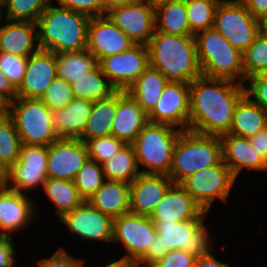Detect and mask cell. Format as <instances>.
I'll return each mask as SVG.
<instances>
[{
	"mask_svg": "<svg viewBox=\"0 0 267 267\" xmlns=\"http://www.w3.org/2000/svg\"><path fill=\"white\" fill-rule=\"evenodd\" d=\"M219 2L220 0H185L188 23L194 35L214 27Z\"/></svg>",
	"mask_w": 267,
	"mask_h": 267,
	"instance_id": "cell-37",
	"label": "cell"
},
{
	"mask_svg": "<svg viewBox=\"0 0 267 267\" xmlns=\"http://www.w3.org/2000/svg\"><path fill=\"white\" fill-rule=\"evenodd\" d=\"M105 180L103 166L88 158L73 181L80 196L87 201Z\"/></svg>",
	"mask_w": 267,
	"mask_h": 267,
	"instance_id": "cell-38",
	"label": "cell"
},
{
	"mask_svg": "<svg viewBox=\"0 0 267 267\" xmlns=\"http://www.w3.org/2000/svg\"><path fill=\"white\" fill-rule=\"evenodd\" d=\"M259 34L267 36V13L257 19Z\"/></svg>",
	"mask_w": 267,
	"mask_h": 267,
	"instance_id": "cell-57",
	"label": "cell"
},
{
	"mask_svg": "<svg viewBox=\"0 0 267 267\" xmlns=\"http://www.w3.org/2000/svg\"><path fill=\"white\" fill-rule=\"evenodd\" d=\"M6 22V25L0 26V52L29 57L40 49L36 23L10 20ZM34 42H37L36 46Z\"/></svg>",
	"mask_w": 267,
	"mask_h": 267,
	"instance_id": "cell-24",
	"label": "cell"
},
{
	"mask_svg": "<svg viewBox=\"0 0 267 267\" xmlns=\"http://www.w3.org/2000/svg\"><path fill=\"white\" fill-rule=\"evenodd\" d=\"M202 211L180 184L173 183L149 218L153 222H180L196 218Z\"/></svg>",
	"mask_w": 267,
	"mask_h": 267,
	"instance_id": "cell-23",
	"label": "cell"
},
{
	"mask_svg": "<svg viewBox=\"0 0 267 267\" xmlns=\"http://www.w3.org/2000/svg\"><path fill=\"white\" fill-rule=\"evenodd\" d=\"M197 59L202 75L244 84L243 53L214 27L196 33Z\"/></svg>",
	"mask_w": 267,
	"mask_h": 267,
	"instance_id": "cell-4",
	"label": "cell"
},
{
	"mask_svg": "<svg viewBox=\"0 0 267 267\" xmlns=\"http://www.w3.org/2000/svg\"><path fill=\"white\" fill-rule=\"evenodd\" d=\"M190 83L168 82L162 95L147 114L148 122L188 130Z\"/></svg>",
	"mask_w": 267,
	"mask_h": 267,
	"instance_id": "cell-14",
	"label": "cell"
},
{
	"mask_svg": "<svg viewBox=\"0 0 267 267\" xmlns=\"http://www.w3.org/2000/svg\"><path fill=\"white\" fill-rule=\"evenodd\" d=\"M6 0H0V7L3 8V6L5 5Z\"/></svg>",
	"mask_w": 267,
	"mask_h": 267,
	"instance_id": "cell-62",
	"label": "cell"
},
{
	"mask_svg": "<svg viewBox=\"0 0 267 267\" xmlns=\"http://www.w3.org/2000/svg\"><path fill=\"white\" fill-rule=\"evenodd\" d=\"M245 95V85L204 75L189 86L188 130L222 136L229 133L234 109Z\"/></svg>",
	"mask_w": 267,
	"mask_h": 267,
	"instance_id": "cell-1",
	"label": "cell"
},
{
	"mask_svg": "<svg viewBox=\"0 0 267 267\" xmlns=\"http://www.w3.org/2000/svg\"><path fill=\"white\" fill-rule=\"evenodd\" d=\"M124 145L122 140L113 135L93 138L86 142L89 158L101 165Z\"/></svg>",
	"mask_w": 267,
	"mask_h": 267,
	"instance_id": "cell-41",
	"label": "cell"
},
{
	"mask_svg": "<svg viewBox=\"0 0 267 267\" xmlns=\"http://www.w3.org/2000/svg\"><path fill=\"white\" fill-rule=\"evenodd\" d=\"M60 7L68 8L89 17L101 16L100 0H56Z\"/></svg>",
	"mask_w": 267,
	"mask_h": 267,
	"instance_id": "cell-48",
	"label": "cell"
},
{
	"mask_svg": "<svg viewBox=\"0 0 267 267\" xmlns=\"http://www.w3.org/2000/svg\"><path fill=\"white\" fill-rule=\"evenodd\" d=\"M179 128L148 122L132 143L141 174L168 175Z\"/></svg>",
	"mask_w": 267,
	"mask_h": 267,
	"instance_id": "cell-6",
	"label": "cell"
},
{
	"mask_svg": "<svg viewBox=\"0 0 267 267\" xmlns=\"http://www.w3.org/2000/svg\"><path fill=\"white\" fill-rule=\"evenodd\" d=\"M60 221L73 235H78L83 240L112 242L113 218L93 207L88 201L65 213Z\"/></svg>",
	"mask_w": 267,
	"mask_h": 267,
	"instance_id": "cell-15",
	"label": "cell"
},
{
	"mask_svg": "<svg viewBox=\"0 0 267 267\" xmlns=\"http://www.w3.org/2000/svg\"><path fill=\"white\" fill-rule=\"evenodd\" d=\"M246 81L245 94L267 112V80L258 74L249 76Z\"/></svg>",
	"mask_w": 267,
	"mask_h": 267,
	"instance_id": "cell-45",
	"label": "cell"
},
{
	"mask_svg": "<svg viewBox=\"0 0 267 267\" xmlns=\"http://www.w3.org/2000/svg\"><path fill=\"white\" fill-rule=\"evenodd\" d=\"M22 144L49 146L59 139L53 111L41 99L15 98L7 105Z\"/></svg>",
	"mask_w": 267,
	"mask_h": 267,
	"instance_id": "cell-7",
	"label": "cell"
},
{
	"mask_svg": "<svg viewBox=\"0 0 267 267\" xmlns=\"http://www.w3.org/2000/svg\"><path fill=\"white\" fill-rule=\"evenodd\" d=\"M210 250L205 256L196 259L195 267H230L228 263L217 260Z\"/></svg>",
	"mask_w": 267,
	"mask_h": 267,
	"instance_id": "cell-54",
	"label": "cell"
},
{
	"mask_svg": "<svg viewBox=\"0 0 267 267\" xmlns=\"http://www.w3.org/2000/svg\"><path fill=\"white\" fill-rule=\"evenodd\" d=\"M222 143V160L237 179L243 168L266 171L267 162L254 149L248 138L233 134L220 136Z\"/></svg>",
	"mask_w": 267,
	"mask_h": 267,
	"instance_id": "cell-22",
	"label": "cell"
},
{
	"mask_svg": "<svg viewBox=\"0 0 267 267\" xmlns=\"http://www.w3.org/2000/svg\"><path fill=\"white\" fill-rule=\"evenodd\" d=\"M207 213L203 210L196 218L180 222H154L164 249L185 250L196 258L205 256L212 247L211 235L204 224Z\"/></svg>",
	"mask_w": 267,
	"mask_h": 267,
	"instance_id": "cell-8",
	"label": "cell"
},
{
	"mask_svg": "<svg viewBox=\"0 0 267 267\" xmlns=\"http://www.w3.org/2000/svg\"><path fill=\"white\" fill-rule=\"evenodd\" d=\"M98 64L116 90H127L149 66L148 47L134 44L124 52L102 58Z\"/></svg>",
	"mask_w": 267,
	"mask_h": 267,
	"instance_id": "cell-12",
	"label": "cell"
},
{
	"mask_svg": "<svg viewBox=\"0 0 267 267\" xmlns=\"http://www.w3.org/2000/svg\"><path fill=\"white\" fill-rule=\"evenodd\" d=\"M41 188H43L46 196L55 206L59 218L84 202V199L77 191L74 181L47 178Z\"/></svg>",
	"mask_w": 267,
	"mask_h": 267,
	"instance_id": "cell-32",
	"label": "cell"
},
{
	"mask_svg": "<svg viewBox=\"0 0 267 267\" xmlns=\"http://www.w3.org/2000/svg\"><path fill=\"white\" fill-rule=\"evenodd\" d=\"M88 158L85 142L59 138L48 146L47 178L73 181Z\"/></svg>",
	"mask_w": 267,
	"mask_h": 267,
	"instance_id": "cell-16",
	"label": "cell"
},
{
	"mask_svg": "<svg viewBox=\"0 0 267 267\" xmlns=\"http://www.w3.org/2000/svg\"><path fill=\"white\" fill-rule=\"evenodd\" d=\"M49 4L38 18V45L54 53L75 52L87 48L88 24L86 14L54 7Z\"/></svg>",
	"mask_w": 267,
	"mask_h": 267,
	"instance_id": "cell-3",
	"label": "cell"
},
{
	"mask_svg": "<svg viewBox=\"0 0 267 267\" xmlns=\"http://www.w3.org/2000/svg\"><path fill=\"white\" fill-rule=\"evenodd\" d=\"M138 0H100L101 16L106 15L111 9L134 3Z\"/></svg>",
	"mask_w": 267,
	"mask_h": 267,
	"instance_id": "cell-55",
	"label": "cell"
},
{
	"mask_svg": "<svg viewBox=\"0 0 267 267\" xmlns=\"http://www.w3.org/2000/svg\"><path fill=\"white\" fill-rule=\"evenodd\" d=\"M0 98L8 105L17 98V89L0 70Z\"/></svg>",
	"mask_w": 267,
	"mask_h": 267,
	"instance_id": "cell-51",
	"label": "cell"
},
{
	"mask_svg": "<svg viewBox=\"0 0 267 267\" xmlns=\"http://www.w3.org/2000/svg\"><path fill=\"white\" fill-rule=\"evenodd\" d=\"M267 66V36L259 34L243 52L244 82Z\"/></svg>",
	"mask_w": 267,
	"mask_h": 267,
	"instance_id": "cell-40",
	"label": "cell"
},
{
	"mask_svg": "<svg viewBox=\"0 0 267 267\" xmlns=\"http://www.w3.org/2000/svg\"><path fill=\"white\" fill-rule=\"evenodd\" d=\"M221 160L220 136L184 130L179 134L175 144L168 176L173 183L180 184L188 176L201 169L214 166Z\"/></svg>",
	"mask_w": 267,
	"mask_h": 267,
	"instance_id": "cell-5",
	"label": "cell"
},
{
	"mask_svg": "<svg viewBox=\"0 0 267 267\" xmlns=\"http://www.w3.org/2000/svg\"><path fill=\"white\" fill-rule=\"evenodd\" d=\"M94 102L74 98L66 107L53 111V124L59 138L79 139Z\"/></svg>",
	"mask_w": 267,
	"mask_h": 267,
	"instance_id": "cell-25",
	"label": "cell"
},
{
	"mask_svg": "<svg viewBox=\"0 0 267 267\" xmlns=\"http://www.w3.org/2000/svg\"><path fill=\"white\" fill-rule=\"evenodd\" d=\"M5 176V171L0 167V183H2Z\"/></svg>",
	"mask_w": 267,
	"mask_h": 267,
	"instance_id": "cell-61",
	"label": "cell"
},
{
	"mask_svg": "<svg viewBox=\"0 0 267 267\" xmlns=\"http://www.w3.org/2000/svg\"><path fill=\"white\" fill-rule=\"evenodd\" d=\"M47 179V168L26 167L16 162L5 172L2 183L9 189L26 194L25 191L43 186ZM11 181V182H10Z\"/></svg>",
	"mask_w": 267,
	"mask_h": 267,
	"instance_id": "cell-35",
	"label": "cell"
},
{
	"mask_svg": "<svg viewBox=\"0 0 267 267\" xmlns=\"http://www.w3.org/2000/svg\"><path fill=\"white\" fill-rule=\"evenodd\" d=\"M254 149L267 162V127L248 138Z\"/></svg>",
	"mask_w": 267,
	"mask_h": 267,
	"instance_id": "cell-52",
	"label": "cell"
},
{
	"mask_svg": "<svg viewBox=\"0 0 267 267\" xmlns=\"http://www.w3.org/2000/svg\"><path fill=\"white\" fill-rule=\"evenodd\" d=\"M36 214L35 203L25 194L13 191L0 183V236L26 228Z\"/></svg>",
	"mask_w": 267,
	"mask_h": 267,
	"instance_id": "cell-19",
	"label": "cell"
},
{
	"mask_svg": "<svg viewBox=\"0 0 267 267\" xmlns=\"http://www.w3.org/2000/svg\"><path fill=\"white\" fill-rule=\"evenodd\" d=\"M154 222L147 216L128 212L113 218V243H122L127 254L122 258L137 263L156 236Z\"/></svg>",
	"mask_w": 267,
	"mask_h": 267,
	"instance_id": "cell-11",
	"label": "cell"
},
{
	"mask_svg": "<svg viewBox=\"0 0 267 267\" xmlns=\"http://www.w3.org/2000/svg\"><path fill=\"white\" fill-rule=\"evenodd\" d=\"M258 75H259L261 78L267 80V66H266L264 69H262V70L258 73Z\"/></svg>",
	"mask_w": 267,
	"mask_h": 267,
	"instance_id": "cell-60",
	"label": "cell"
},
{
	"mask_svg": "<svg viewBox=\"0 0 267 267\" xmlns=\"http://www.w3.org/2000/svg\"><path fill=\"white\" fill-rule=\"evenodd\" d=\"M155 31L170 35H194L187 19L185 0H176L155 8Z\"/></svg>",
	"mask_w": 267,
	"mask_h": 267,
	"instance_id": "cell-30",
	"label": "cell"
},
{
	"mask_svg": "<svg viewBox=\"0 0 267 267\" xmlns=\"http://www.w3.org/2000/svg\"><path fill=\"white\" fill-rule=\"evenodd\" d=\"M236 178L221 160L185 178L180 185L206 212H209L215 199L227 202Z\"/></svg>",
	"mask_w": 267,
	"mask_h": 267,
	"instance_id": "cell-10",
	"label": "cell"
},
{
	"mask_svg": "<svg viewBox=\"0 0 267 267\" xmlns=\"http://www.w3.org/2000/svg\"><path fill=\"white\" fill-rule=\"evenodd\" d=\"M56 77L55 53L39 49L28 58L23 81L17 89V97L41 99Z\"/></svg>",
	"mask_w": 267,
	"mask_h": 267,
	"instance_id": "cell-18",
	"label": "cell"
},
{
	"mask_svg": "<svg viewBox=\"0 0 267 267\" xmlns=\"http://www.w3.org/2000/svg\"><path fill=\"white\" fill-rule=\"evenodd\" d=\"M74 98L97 101L116 89L110 84L99 64L91 71L70 82Z\"/></svg>",
	"mask_w": 267,
	"mask_h": 267,
	"instance_id": "cell-33",
	"label": "cell"
},
{
	"mask_svg": "<svg viewBox=\"0 0 267 267\" xmlns=\"http://www.w3.org/2000/svg\"><path fill=\"white\" fill-rule=\"evenodd\" d=\"M169 251V249H164L162 237H160L159 233L157 232L155 239L150 244L146 254L136 263V266L142 267L144 265L145 267H151Z\"/></svg>",
	"mask_w": 267,
	"mask_h": 267,
	"instance_id": "cell-49",
	"label": "cell"
},
{
	"mask_svg": "<svg viewBox=\"0 0 267 267\" xmlns=\"http://www.w3.org/2000/svg\"><path fill=\"white\" fill-rule=\"evenodd\" d=\"M104 267H137L135 262L120 258L119 260L113 261Z\"/></svg>",
	"mask_w": 267,
	"mask_h": 267,
	"instance_id": "cell-56",
	"label": "cell"
},
{
	"mask_svg": "<svg viewBox=\"0 0 267 267\" xmlns=\"http://www.w3.org/2000/svg\"><path fill=\"white\" fill-rule=\"evenodd\" d=\"M251 15L258 19L267 13V0H242Z\"/></svg>",
	"mask_w": 267,
	"mask_h": 267,
	"instance_id": "cell-53",
	"label": "cell"
},
{
	"mask_svg": "<svg viewBox=\"0 0 267 267\" xmlns=\"http://www.w3.org/2000/svg\"><path fill=\"white\" fill-rule=\"evenodd\" d=\"M29 57L0 52V70L16 89L21 85Z\"/></svg>",
	"mask_w": 267,
	"mask_h": 267,
	"instance_id": "cell-43",
	"label": "cell"
},
{
	"mask_svg": "<svg viewBox=\"0 0 267 267\" xmlns=\"http://www.w3.org/2000/svg\"><path fill=\"white\" fill-rule=\"evenodd\" d=\"M57 76L72 82L93 70L97 65V59L87 50L55 53Z\"/></svg>",
	"mask_w": 267,
	"mask_h": 267,
	"instance_id": "cell-34",
	"label": "cell"
},
{
	"mask_svg": "<svg viewBox=\"0 0 267 267\" xmlns=\"http://www.w3.org/2000/svg\"><path fill=\"white\" fill-rule=\"evenodd\" d=\"M7 113V104L0 98V116Z\"/></svg>",
	"mask_w": 267,
	"mask_h": 267,
	"instance_id": "cell-59",
	"label": "cell"
},
{
	"mask_svg": "<svg viewBox=\"0 0 267 267\" xmlns=\"http://www.w3.org/2000/svg\"><path fill=\"white\" fill-rule=\"evenodd\" d=\"M196 259L185 250H172L151 267H195Z\"/></svg>",
	"mask_w": 267,
	"mask_h": 267,
	"instance_id": "cell-46",
	"label": "cell"
},
{
	"mask_svg": "<svg viewBox=\"0 0 267 267\" xmlns=\"http://www.w3.org/2000/svg\"><path fill=\"white\" fill-rule=\"evenodd\" d=\"M39 267H84L85 260L70 256L63 247L51 257L38 260Z\"/></svg>",
	"mask_w": 267,
	"mask_h": 267,
	"instance_id": "cell-47",
	"label": "cell"
},
{
	"mask_svg": "<svg viewBox=\"0 0 267 267\" xmlns=\"http://www.w3.org/2000/svg\"><path fill=\"white\" fill-rule=\"evenodd\" d=\"M48 146L22 144L17 164L26 167L47 168Z\"/></svg>",
	"mask_w": 267,
	"mask_h": 267,
	"instance_id": "cell-44",
	"label": "cell"
},
{
	"mask_svg": "<svg viewBox=\"0 0 267 267\" xmlns=\"http://www.w3.org/2000/svg\"><path fill=\"white\" fill-rule=\"evenodd\" d=\"M73 99L74 95L71 89V84L58 76L41 97V100L52 111L66 107Z\"/></svg>",
	"mask_w": 267,
	"mask_h": 267,
	"instance_id": "cell-42",
	"label": "cell"
},
{
	"mask_svg": "<svg viewBox=\"0 0 267 267\" xmlns=\"http://www.w3.org/2000/svg\"><path fill=\"white\" fill-rule=\"evenodd\" d=\"M21 146L12 118L7 113L0 116V167L5 172L19 159Z\"/></svg>",
	"mask_w": 267,
	"mask_h": 267,
	"instance_id": "cell-36",
	"label": "cell"
},
{
	"mask_svg": "<svg viewBox=\"0 0 267 267\" xmlns=\"http://www.w3.org/2000/svg\"><path fill=\"white\" fill-rule=\"evenodd\" d=\"M133 45L129 37L107 15L91 17L86 49L98 62L106 56L124 52Z\"/></svg>",
	"mask_w": 267,
	"mask_h": 267,
	"instance_id": "cell-17",
	"label": "cell"
},
{
	"mask_svg": "<svg viewBox=\"0 0 267 267\" xmlns=\"http://www.w3.org/2000/svg\"><path fill=\"white\" fill-rule=\"evenodd\" d=\"M106 15L134 44L147 46L155 32V8L144 0L113 8Z\"/></svg>",
	"mask_w": 267,
	"mask_h": 267,
	"instance_id": "cell-13",
	"label": "cell"
},
{
	"mask_svg": "<svg viewBox=\"0 0 267 267\" xmlns=\"http://www.w3.org/2000/svg\"><path fill=\"white\" fill-rule=\"evenodd\" d=\"M168 82L160 71L148 66L126 92L148 114L159 100Z\"/></svg>",
	"mask_w": 267,
	"mask_h": 267,
	"instance_id": "cell-28",
	"label": "cell"
},
{
	"mask_svg": "<svg viewBox=\"0 0 267 267\" xmlns=\"http://www.w3.org/2000/svg\"><path fill=\"white\" fill-rule=\"evenodd\" d=\"M2 11H3V10H2V8L0 7V22L3 21V20H2V19H3V18H2V17H3V12H2Z\"/></svg>",
	"mask_w": 267,
	"mask_h": 267,
	"instance_id": "cell-63",
	"label": "cell"
},
{
	"mask_svg": "<svg viewBox=\"0 0 267 267\" xmlns=\"http://www.w3.org/2000/svg\"><path fill=\"white\" fill-rule=\"evenodd\" d=\"M214 28L242 53L259 35L258 21L242 0H220L215 12Z\"/></svg>",
	"mask_w": 267,
	"mask_h": 267,
	"instance_id": "cell-9",
	"label": "cell"
},
{
	"mask_svg": "<svg viewBox=\"0 0 267 267\" xmlns=\"http://www.w3.org/2000/svg\"><path fill=\"white\" fill-rule=\"evenodd\" d=\"M146 1L148 4H150L152 7L156 8L162 4H165V3H169V2H172V1H176V0H144Z\"/></svg>",
	"mask_w": 267,
	"mask_h": 267,
	"instance_id": "cell-58",
	"label": "cell"
},
{
	"mask_svg": "<svg viewBox=\"0 0 267 267\" xmlns=\"http://www.w3.org/2000/svg\"><path fill=\"white\" fill-rule=\"evenodd\" d=\"M102 166L106 180L130 184L141 174L132 144H125Z\"/></svg>",
	"mask_w": 267,
	"mask_h": 267,
	"instance_id": "cell-31",
	"label": "cell"
},
{
	"mask_svg": "<svg viewBox=\"0 0 267 267\" xmlns=\"http://www.w3.org/2000/svg\"><path fill=\"white\" fill-rule=\"evenodd\" d=\"M149 66L169 82L191 83L202 75L194 35H170L155 31L148 45Z\"/></svg>",
	"mask_w": 267,
	"mask_h": 267,
	"instance_id": "cell-2",
	"label": "cell"
},
{
	"mask_svg": "<svg viewBox=\"0 0 267 267\" xmlns=\"http://www.w3.org/2000/svg\"><path fill=\"white\" fill-rule=\"evenodd\" d=\"M267 127V112L246 94L237 103L228 134L249 138Z\"/></svg>",
	"mask_w": 267,
	"mask_h": 267,
	"instance_id": "cell-27",
	"label": "cell"
},
{
	"mask_svg": "<svg viewBox=\"0 0 267 267\" xmlns=\"http://www.w3.org/2000/svg\"><path fill=\"white\" fill-rule=\"evenodd\" d=\"M52 0H6L5 20L36 23Z\"/></svg>",
	"mask_w": 267,
	"mask_h": 267,
	"instance_id": "cell-39",
	"label": "cell"
},
{
	"mask_svg": "<svg viewBox=\"0 0 267 267\" xmlns=\"http://www.w3.org/2000/svg\"><path fill=\"white\" fill-rule=\"evenodd\" d=\"M13 237L0 236V267H14L15 246Z\"/></svg>",
	"mask_w": 267,
	"mask_h": 267,
	"instance_id": "cell-50",
	"label": "cell"
},
{
	"mask_svg": "<svg viewBox=\"0 0 267 267\" xmlns=\"http://www.w3.org/2000/svg\"><path fill=\"white\" fill-rule=\"evenodd\" d=\"M147 123V113L141 106L126 90H117V111L112 121V135L125 144H132Z\"/></svg>",
	"mask_w": 267,
	"mask_h": 267,
	"instance_id": "cell-21",
	"label": "cell"
},
{
	"mask_svg": "<svg viewBox=\"0 0 267 267\" xmlns=\"http://www.w3.org/2000/svg\"><path fill=\"white\" fill-rule=\"evenodd\" d=\"M117 111V90L108 97L94 101L90 116L82 136L83 142L90 139L112 135V121Z\"/></svg>",
	"mask_w": 267,
	"mask_h": 267,
	"instance_id": "cell-29",
	"label": "cell"
},
{
	"mask_svg": "<svg viewBox=\"0 0 267 267\" xmlns=\"http://www.w3.org/2000/svg\"><path fill=\"white\" fill-rule=\"evenodd\" d=\"M130 184L105 180L87 200L93 207L112 218L130 212Z\"/></svg>",
	"mask_w": 267,
	"mask_h": 267,
	"instance_id": "cell-26",
	"label": "cell"
},
{
	"mask_svg": "<svg viewBox=\"0 0 267 267\" xmlns=\"http://www.w3.org/2000/svg\"><path fill=\"white\" fill-rule=\"evenodd\" d=\"M172 184L168 175L140 174L130 183V212L149 217Z\"/></svg>",
	"mask_w": 267,
	"mask_h": 267,
	"instance_id": "cell-20",
	"label": "cell"
}]
</instances>
